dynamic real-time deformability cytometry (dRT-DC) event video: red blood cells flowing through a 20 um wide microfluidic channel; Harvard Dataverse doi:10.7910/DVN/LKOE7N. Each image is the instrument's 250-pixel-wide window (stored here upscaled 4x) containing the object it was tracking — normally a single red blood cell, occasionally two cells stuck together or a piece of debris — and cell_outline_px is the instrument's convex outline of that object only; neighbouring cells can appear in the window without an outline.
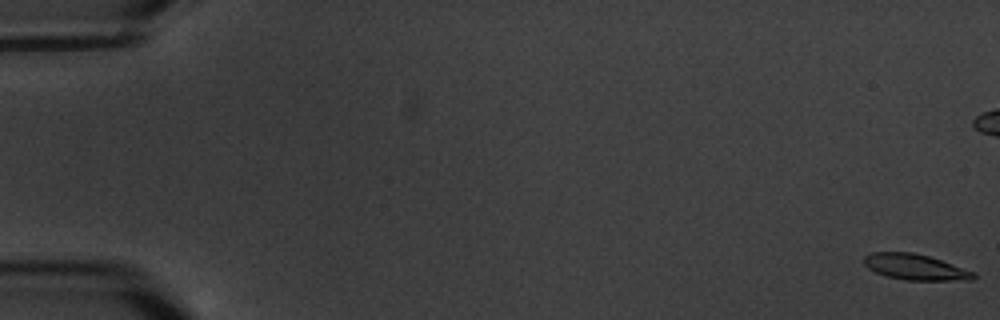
{"species": "common noctule bat (a hibernating species)", "species_latin": "Nyctalus noctula", "temperature_condition": "warm", "stored_images_in_passage": 4, "camera_frame_rate_fps": 3000, "um_per_image_px": 0.085, "animal": {"sex": "male", "body_mass_g": 20.1, "forearm_length_mm": 53.5}, "frame": {"image": 1, "passage_image": 1, "time_ms": 0.0, "image_size_px": [1000, 320], "cell_outline_px": [[976, 276], [972, 280], [908, 280], [888, 276], [876, 272], [868, 268], [864, 264], [864, 256], [872, 252], [912, 252], [928, 256], [976, 272]], "centroid_in_image_um": [77.8, 22.69], "position_along_channel_um": 7.2, "area_um2": 16.3}}